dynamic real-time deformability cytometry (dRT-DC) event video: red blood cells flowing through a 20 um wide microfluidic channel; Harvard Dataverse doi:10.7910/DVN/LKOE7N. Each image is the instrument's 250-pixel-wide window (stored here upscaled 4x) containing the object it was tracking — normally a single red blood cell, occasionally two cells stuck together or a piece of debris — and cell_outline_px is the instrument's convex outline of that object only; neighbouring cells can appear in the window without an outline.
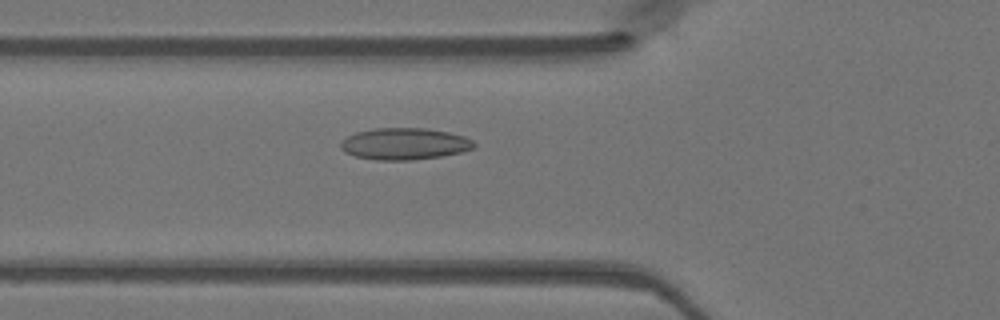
{"species": "Egyptian fruit bat (a non-hibernating species)", "species_latin": "Rousettus aegyptiacus", "temperature_condition": "warm", "stored_images_in_passage": 49, "camera_frame_rate_fps": 3000, "um_per_image_px": 0.085, "animal": {"sex": "female"}, "frame": {"image": 1, "passage_image": 18, "time_ms": 5.667, "image_size_px": [1000, 320], "cell_outline_px": [[476, 144], [472, 148], [460, 152], [440, 156], [412, 160], [376, 160], [356, 156], [344, 152], [340, 148], [340, 140], [356, 132], [376, 128], [424, 128], [448, 132], [464, 136], [472, 140]], "centroid_in_image_um": [34.34, 12.22], "position_along_channel_um": 91.5, "area_um2": 24.57}}
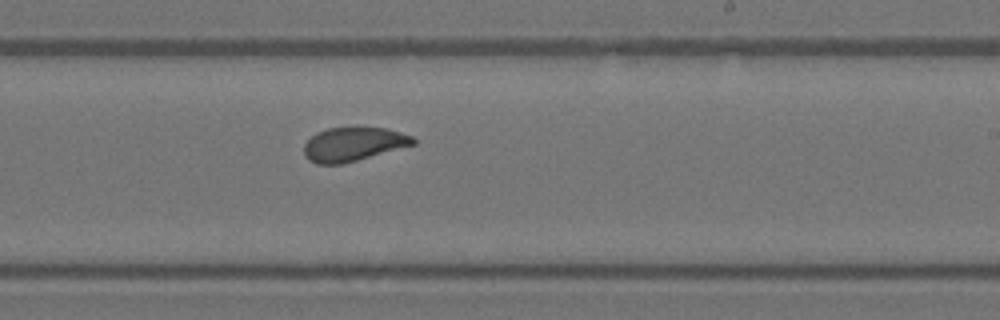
{"frame": {"image": 2, "passage_image": 30, "time_ms": 9.667, "image_size_px": [1000, 320], "cell_outline_px": [[416, 144], [344, 164], [316, 164], [308, 160], [304, 156], [304, 144], [316, 132], [328, 128], [388, 128], [412, 136], [416, 140]], "centroid_in_image_um": [30.03, 12.27], "position_along_channel_um": 259.0, "area_um2": 21.62}}
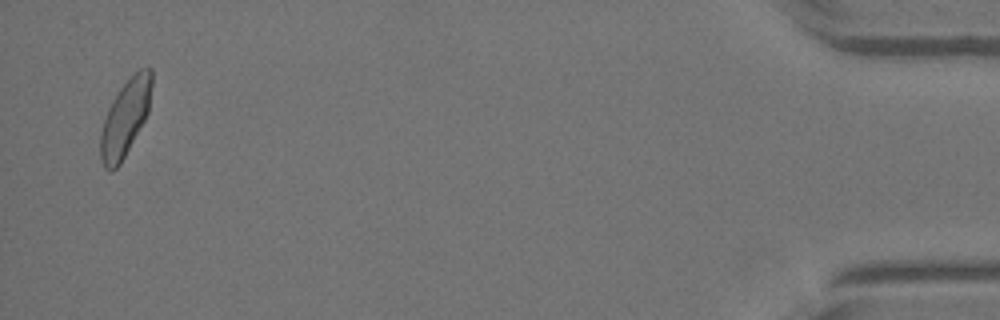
{"frame": {"image": 3, "passage_image": 48, "time_ms": 15.667, "image_size_px": [1000, 320], "cell_outline_px": [[152, 84], [148, 112], [144, 120], [120, 164], [112, 172], [108, 172], [104, 168], [100, 160], [100, 132], [108, 108], [112, 100], [120, 88], [140, 68], [152, 68]], "centroid_in_image_um": [10.62, 10.06], "position_along_channel_um": 424.6, "area_um2": 22.6}}